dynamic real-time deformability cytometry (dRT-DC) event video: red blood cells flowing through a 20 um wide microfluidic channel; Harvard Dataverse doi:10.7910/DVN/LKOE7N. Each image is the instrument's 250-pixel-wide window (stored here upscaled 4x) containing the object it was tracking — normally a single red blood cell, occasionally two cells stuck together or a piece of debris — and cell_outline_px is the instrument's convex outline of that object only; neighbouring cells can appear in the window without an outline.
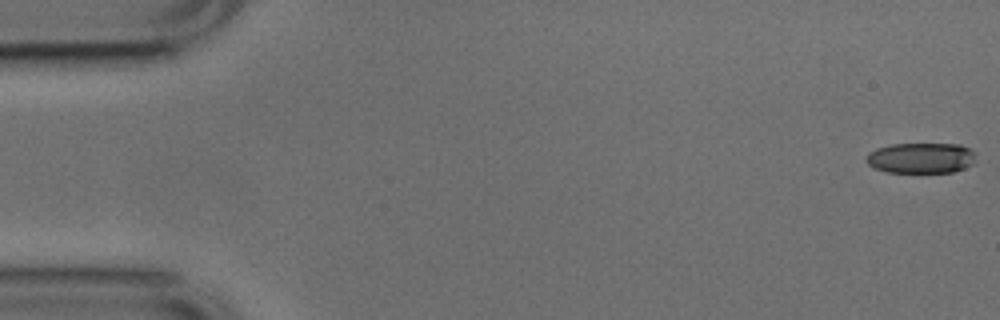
{"species": "common noctule bat (a hibernating species)", "species_latin": "Nyctalus noctula", "temperature_condition": "cold", "stored_images_in_passage": 53, "camera_frame_rate_fps": 3000, "um_per_image_px": 0.085, "animal": {"sex": "male", "body_mass_g": 17.9, "forearm_length_mm": 54.2}, "frame": {"image": 1, "passage_image": 1, "time_ms": 0.0, "image_size_px": [1000, 320], "cell_outline_px": [[976, 164], [952, 172], [888, 172], [876, 168], [868, 164], [868, 152], [876, 148], [892, 144], [960, 144], [976, 152]], "centroid_in_image_um": [78.36, 13.42], "position_along_channel_um": 6.6, "area_um2": 19.59}}
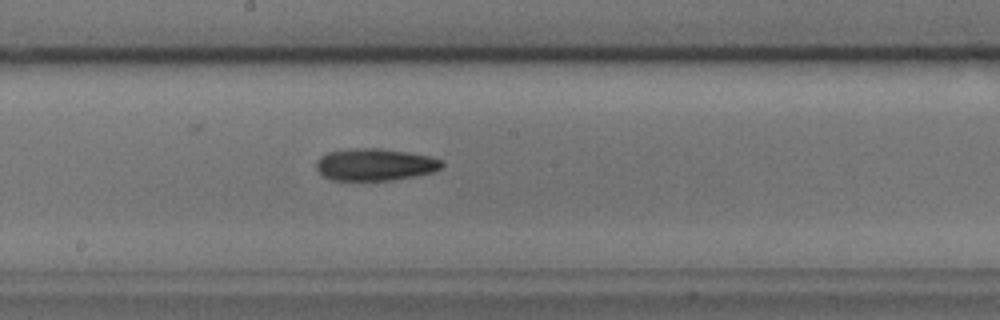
{"frame": {"image": 2, "passage_image": 28, "time_ms": 9.0, "image_size_px": [1000, 320], "cell_outline_px": [[444, 164], [440, 168], [432, 172], [416, 176], [392, 180], [332, 180], [324, 176], [316, 168], [316, 160], [320, 156], [328, 152], [352, 148], [380, 148], [428, 156], [440, 160]], "centroid_in_image_um": [31.83, 13.99], "position_along_channel_um": 216.4, "area_um2": 23.35}}
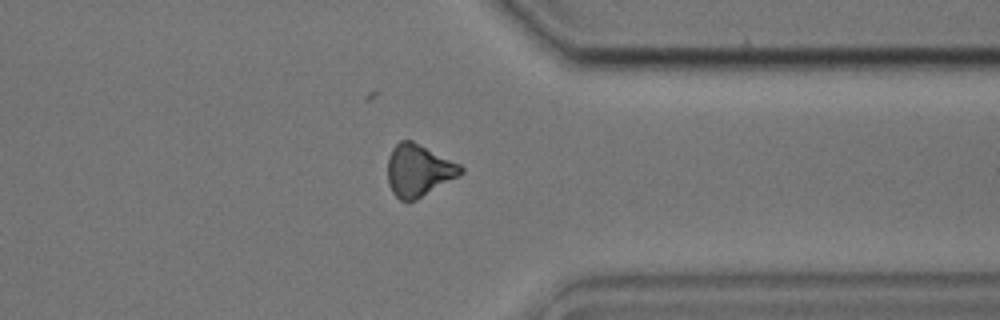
{"frame": {"image": 3, "passage_image": 41, "time_ms": 13.333, "image_size_px": [1000, 320], "cell_outline_px": [[464, 172], [416, 200], [400, 200], [392, 192], [388, 184], [388, 156], [392, 148], [400, 140], [412, 140], [460, 164], [464, 168]], "centroid_in_image_um": [35.56, 14.47], "position_along_channel_um": 375.8, "area_um2": 22.02}, "authors_computed_cell_mechanics": {"area_um2": 22.0218, "velocity_mm_per_s": 3.7975, "shape_relaxation_time_tau1_ms": 4.2418, "shape_relaxation_time_tau2_ms": null, "deformation_change_tau1": 0.1125, "deformation_change_tau2": null}}